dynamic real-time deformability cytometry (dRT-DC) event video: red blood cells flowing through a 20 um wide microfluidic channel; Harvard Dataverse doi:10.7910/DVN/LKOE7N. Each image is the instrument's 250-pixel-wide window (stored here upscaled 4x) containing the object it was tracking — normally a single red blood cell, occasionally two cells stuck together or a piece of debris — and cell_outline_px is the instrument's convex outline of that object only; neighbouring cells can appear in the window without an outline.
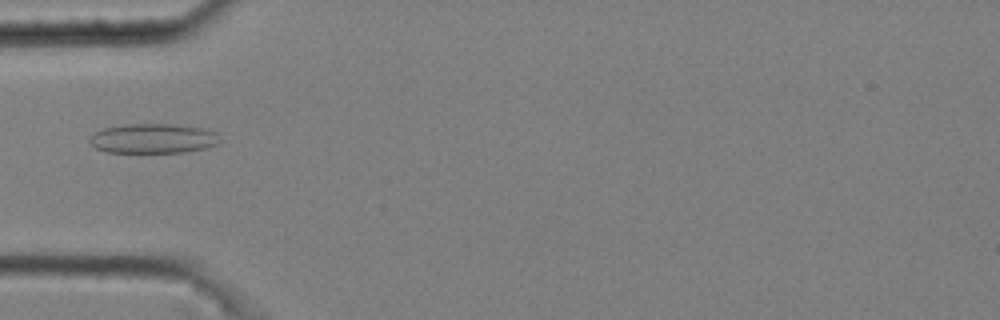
{"species": "common noctule bat (a hibernating species)", "species_latin": "Nyctalus noctula", "temperature_condition": "cold", "stored_images_in_passage": 32, "camera_frame_rate_fps": 3000, "um_per_image_px": 0.085, "animal": {"sex": "male", "body_mass_g": 20.4}, "frame": {"image": 1, "passage_image": 1, "time_ms": 0.0, "image_size_px": [1000, 320], "cell_outline_px": [[220, 140], [216, 144], [208, 148], [184, 152], [104, 152], [96, 148], [88, 140], [88, 136], [104, 128], [124, 124], [176, 124], [208, 128], [216, 132]], "centroid_in_image_um": [13.04, 11.76], "position_along_channel_um": 72.0, "area_um2": 22.77}}
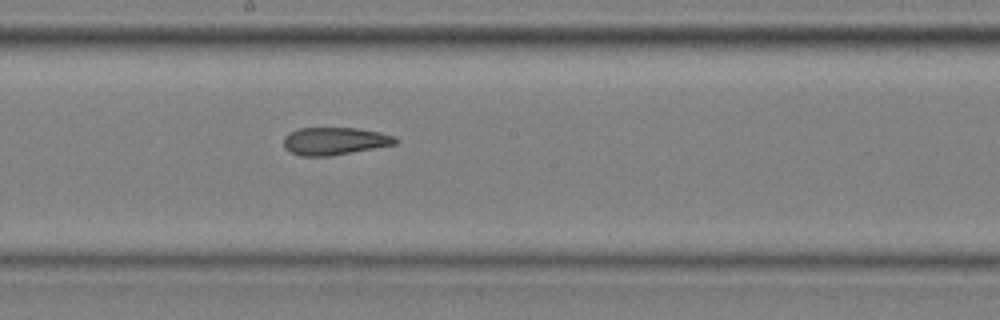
{"frame": {"image": 2, "passage_image": 13, "time_ms": 4.0, "image_size_px": [1000, 320], "cell_outline_px": [[400, 140], [396, 144], [352, 152], [328, 156], [300, 156], [284, 148], [284, 136], [300, 128], [356, 128], [380, 132], [396, 136]], "centroid_in_image_um": [28.48, 11.99], "position_along_channel_um": 219.7, "area_um2": 17.92}}
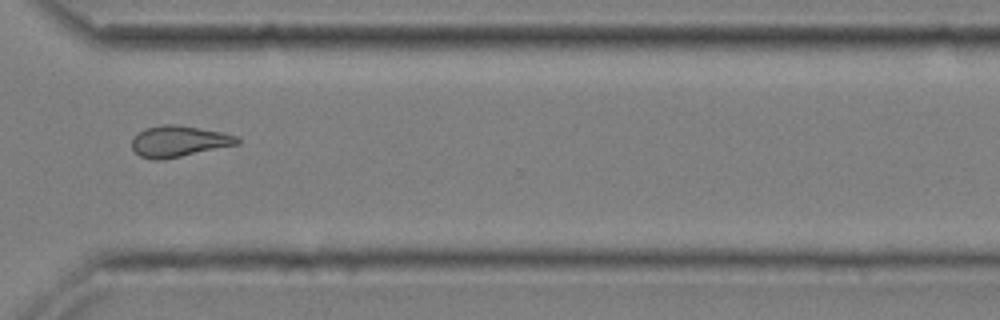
{"frame": {"image": 3, "passage_image": 24, "time_ms": 7.667, "image_size_px": [1000, 320], "cell_outline_px": [[240, 144], [164, 160], [152, 160], [140, 156], [132, 148], [132, 140], [144, 128], [164, 124], [176, 124], [224, 132], [236, 136], [240, 140]], "centroid_in_image_um": [15.23, 12.02], "position_along_channel_um": 355.4, "area_um2": 19.25}}